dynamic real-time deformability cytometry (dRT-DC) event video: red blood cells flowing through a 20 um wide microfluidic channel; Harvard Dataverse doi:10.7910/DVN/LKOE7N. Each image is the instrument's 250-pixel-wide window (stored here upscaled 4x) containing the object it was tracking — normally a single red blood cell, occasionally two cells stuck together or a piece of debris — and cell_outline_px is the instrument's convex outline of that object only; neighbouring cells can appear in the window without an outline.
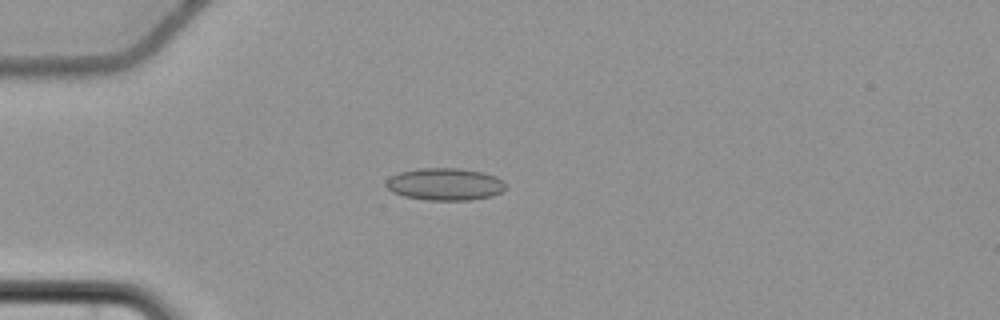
{"species": "common noctule bat (a hibernating species)", "species_latin": "Nyctalus noctula", "temperature_condition": "cold", "stored_images_in_passage": 35, "camera_frame_rate_fps": 3000, "um_per_image_px": 0.085, "animal": {"sex": "female", "body_mass_g": 22.7, "forearm_length_mm": 54.2}, "frame": {"image": 1, "passage_image": 17, "time_ms": 5.333, "image_size_px": [1000, 320], "cell_outline_px": [[504, 188], [500, 192], [492, 196], [468, 200], [424, 200], [404, 196], [392, 192], [384, 184], [384, 180], [400, 172], [420, 168], [456, 168], [484, 172], [496, 176], [504, 180]], "centroid_in_image_um": [37.8, 15.65], "position_along_channel_um": 47.2, "area_um2": 22.54}}
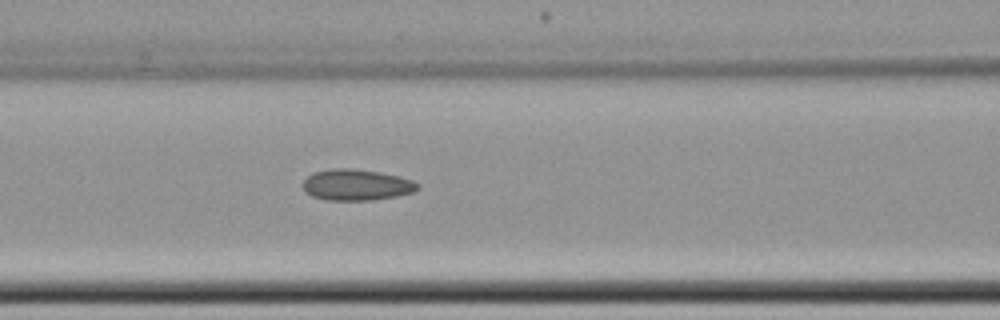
{"frame": {"image": 2, "passage_image": 26, "time_ms": 8.333, "image_size_px": [1000, 320], "cell_outline_px": [[420, 188], [412, 192], [396, 196], [372, 200], [328, 200], [312, 196], [304, 192], [304, 180], [312, 172], [332, 168], [352, 168], [380, 172], [400, 176], [412, 180], [420, 184]], "centroid_in_image_um": [30.31, 15.7], "position_along_channel_um": 136.3, "area_um2": 20.92}}
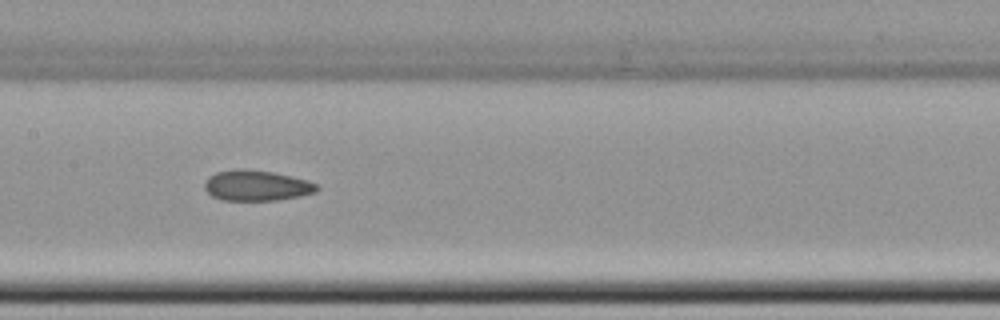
{"frame": {"image": 3, "passage_image": 30, "time_ms": 9.667, "image_size_px": [1000, 320], "cell_outline_px": [[320, 188], [316, 192], [300, 196], [276, 200], [220, 200], [212, 196], [204, 188], [204, 184], [208, 176], [216, 172], [240, 168], [244, 168], [272, 172], [292, 176], [308, 180], [316, 184]], "centroid_in_image_um": [21.8, 15.76], "position_along_channel_um": 185.6, "area_um2": 20.11}}